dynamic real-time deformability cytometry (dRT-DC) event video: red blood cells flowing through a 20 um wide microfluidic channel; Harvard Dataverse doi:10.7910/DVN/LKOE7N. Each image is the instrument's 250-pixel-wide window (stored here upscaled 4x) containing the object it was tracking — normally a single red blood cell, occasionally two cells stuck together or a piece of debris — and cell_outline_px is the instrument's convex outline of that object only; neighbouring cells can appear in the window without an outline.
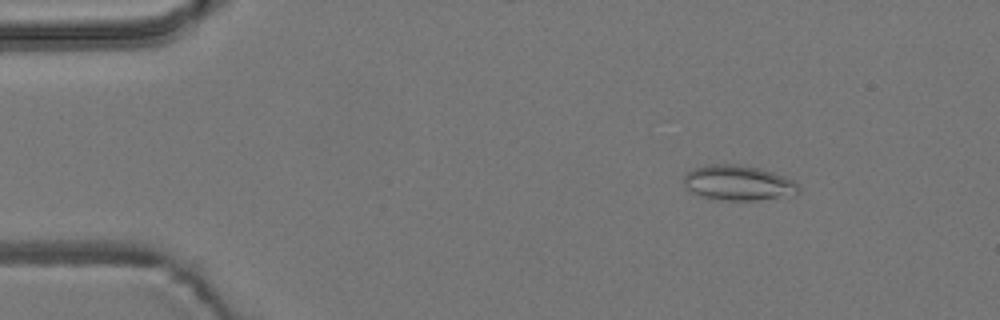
{"species": "common noctule bat (a hibernating species)", "species_latin": "Nyctalus noctula", "temperature_condition": "room temperature", "stored_images_in_passage": 7, "camera_frame_rate_fps": 3000, "um_per_image_px": 0.085, "animal": {"sex": "male", "body_mass_g": 19.2, "forearm_length_mm": 51.8}, "frame": {"image": 1, "passage_image": 2, "time_ms": 1.0, "image_size_px": [1000, 320], "cell_outline_px": [[800, 192], [756, 200], [728, 200], [704, 196], [692, 192], [684, 184], [684, 176], [688, 172], [696, 168], [708, 164], [736, 164], [760, 168], [796, 180], [800, 184]], "centroid_in_image_um": [62.78, 15.52], "position_along_channel_um": 22.2, "area_um2": 23.06}}
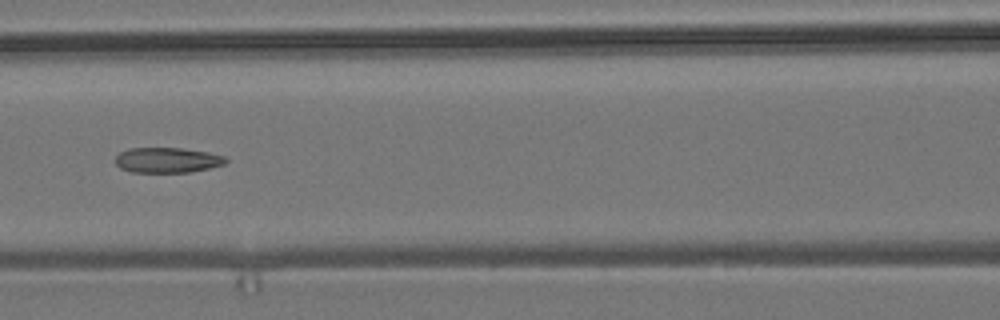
{"frame": {"image": 2, "passage_image": 6, "time_ms": 6.667, "image_size_px": [1000, 320], "cell_outline_px": [[228, 160], [224, 164], [208, 168], [188, 172], [132, 172], [120, 168], [116, 164], [116, 156], [120, 152], [128, 148], [180, 148], [208, 152], [224, 156]], "centroid_in_image_um": [14.2, 13.6], "position_along_channel_um": 152.4, "area_um2": 16.13}}
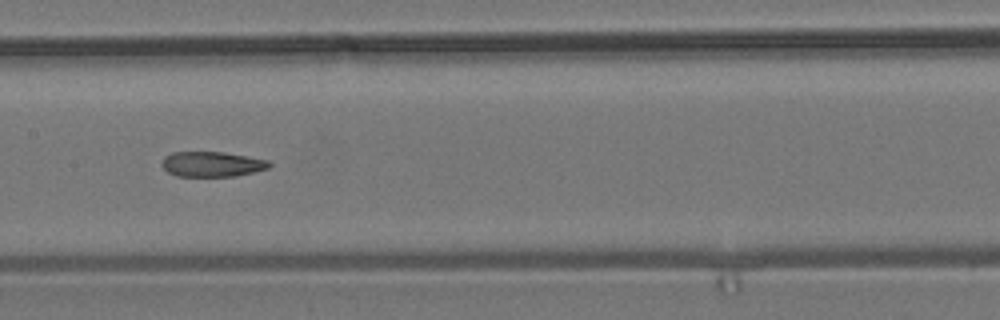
{"frame": {"image": 3, "passage_image": 7, "time_ms": 7.667, "image_size_px": [1000, 320], "cell_outline_px": [[272, 164], [268, 168], [236, 176], [176, 176], [168, 172], [160, 164], [164, 156], [172, 152], [224, 152], [268, 160]], "centroid_in_image_um": [17.99, 13.95], "position_along_channel_um": 189.4, "area_um2": 15.72}}